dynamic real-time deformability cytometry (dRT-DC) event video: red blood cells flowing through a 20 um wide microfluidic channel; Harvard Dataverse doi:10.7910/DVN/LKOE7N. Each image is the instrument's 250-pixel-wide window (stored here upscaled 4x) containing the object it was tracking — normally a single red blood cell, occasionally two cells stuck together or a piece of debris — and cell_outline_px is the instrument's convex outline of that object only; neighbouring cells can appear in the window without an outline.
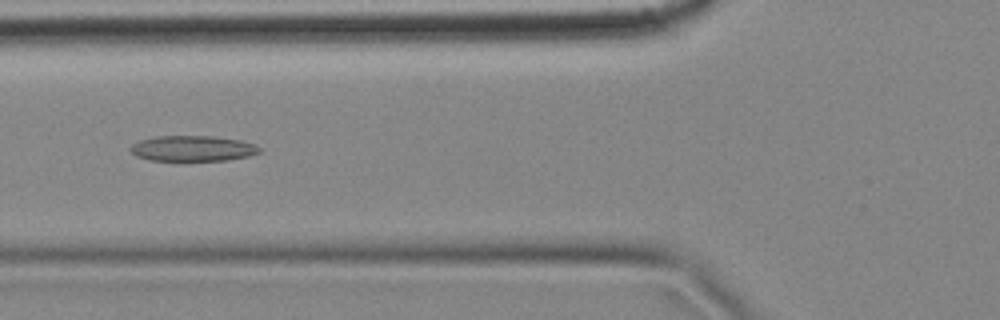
{"species": "common noctule bat (a hibernating species)", "species_latin": "Nyctalus noctula", "temperature_condition": "cold", "stored_images_in_passage": 6, "camera_frame_rate_fps": 3000, "um_per_image_px": 0.085, "animal": {"sex": "female", "body_mass_g": 18.4}, "frame": {"image": 1, "passage_image": 6, "time_ms": 1.667, "image_size_px": [1000, 320], "cell_outline_px": [[260, 152], [248, 156], [228, 160], [148, 160], [136, 156], [128, 148], [132, 144], [140, 140], [156, 136], [212, 136], [240, 140], [252, 144], [260, 148]], "centroid_in_image_um": [16.33, 12.61], "position_along_channel_um": 109.5, "area_um2": 19.07}}